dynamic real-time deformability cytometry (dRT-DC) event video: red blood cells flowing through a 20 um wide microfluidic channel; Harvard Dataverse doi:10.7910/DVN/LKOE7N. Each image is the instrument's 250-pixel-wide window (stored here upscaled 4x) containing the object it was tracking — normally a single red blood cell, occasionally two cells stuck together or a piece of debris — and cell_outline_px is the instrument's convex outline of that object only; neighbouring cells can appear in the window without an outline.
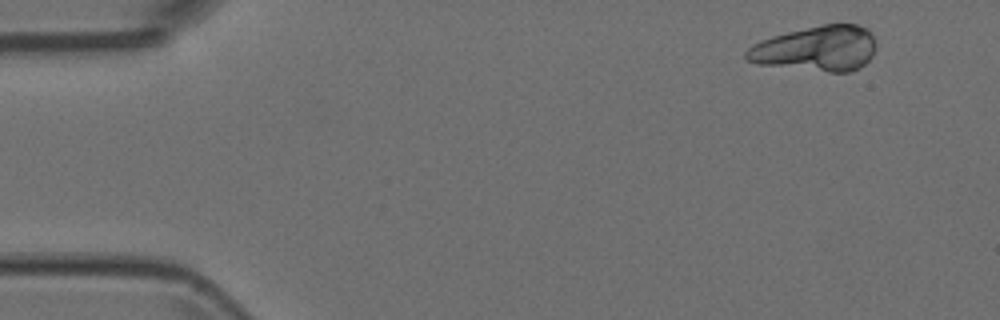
{"species": "Egyptian fruit bat (a non-hibernating species)", "species_latin": "Rousettus aegyptiacus", "temperature_condition": "room temperature", "stored_images_in_passage": 4, "camera_frame_rate_fps": 3000, "um_per_image_px": 0.085, "animal": {"sex": "female"}, "frame": {"image": 1, "passage_image": 1, "time_ms": 0.0, "image_size_px": [1000, 320], "cell_outline_px": [[876, 44], [872, 56], [860, 68], [852, 72], [828, 72], [756, 64], [744, 60], [744, 52], [752, 44], [760, 40], [772, 36], [788, 32], [824, 24], [856, 24], [868, 28]], "centroid_in_image_um": [69.36, 4.14], "position_along_channel_um": 15.6, "area_um2": 34.51}}